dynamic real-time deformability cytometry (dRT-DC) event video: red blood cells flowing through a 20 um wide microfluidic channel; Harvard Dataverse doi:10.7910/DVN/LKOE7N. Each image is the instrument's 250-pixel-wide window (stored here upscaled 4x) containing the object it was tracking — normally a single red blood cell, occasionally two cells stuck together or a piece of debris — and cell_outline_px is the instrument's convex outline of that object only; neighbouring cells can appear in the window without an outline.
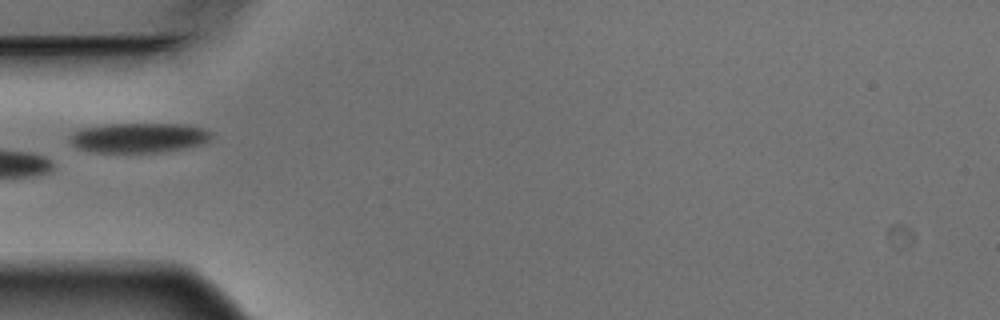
{"species": "Egyptian fruit bat (a non-hibernating species)", "species_latin": "Rousettus aegyptiacus", "temperature_condition": "warm", "stored_images_in_passage": 3, "camera_frame_rate_fps": 3000, "um_per_image_px": 0.085, "animal": {"sex": "male"}, "frame": {"image": 1, "passage_image": 3, "time_ms": 0.667, "image_size_px": [1000, 320], "cell_outline_px": [[212, 140], [208, 144], [160, 152], [96, 152], [80, 148], [72, 144], [72, 136], [80, 128], [108, 124], [184, 124], [204, 128], [212, 132]], "centroid_in_image_um": [11.93, 11.7], "position_along_channel_um": 73.1, "area_um2": 24.57}}